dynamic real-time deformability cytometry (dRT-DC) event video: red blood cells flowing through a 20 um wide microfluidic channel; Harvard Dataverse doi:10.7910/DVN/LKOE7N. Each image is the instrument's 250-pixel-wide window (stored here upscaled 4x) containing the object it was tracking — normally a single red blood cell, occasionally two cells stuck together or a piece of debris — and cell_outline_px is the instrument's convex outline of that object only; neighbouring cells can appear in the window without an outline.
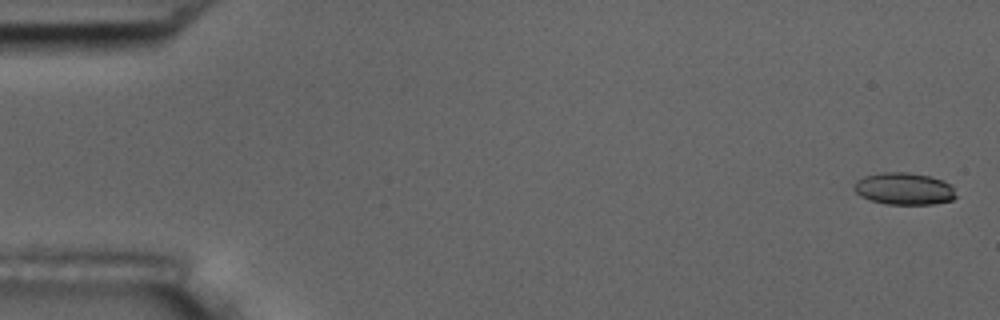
{"species": "common noctule bat (a hibernating species)", "species_latin": "Nyctalus noctula", "temperature_condition": "room temperature", "stored_images_in_passage": 6, "camera_frame_rate_fps": 3000, "um_per_image_px": 0.085, "animal": {"sex": "male", "body_mass_g": 17.5, "forearm_length_mm": 52.3}, "frame": {"image": 1, "passage_image": 1, "time_ms": 0.0, "image_size_px": [1000, 320], "cell_outline_px": [[956, 196], [952, 200], [932, 204], [888, 204], [872, 200], [860, 196], [852, 188], [856, 180], [864, 176], [884, 172], [908, 172], [928, 176], [944, 180], [952, 184]], "centroid_in_image_um": [76.85, 16.03], "position_along_channel_um": 8.2, "area_um2": 19.07}}
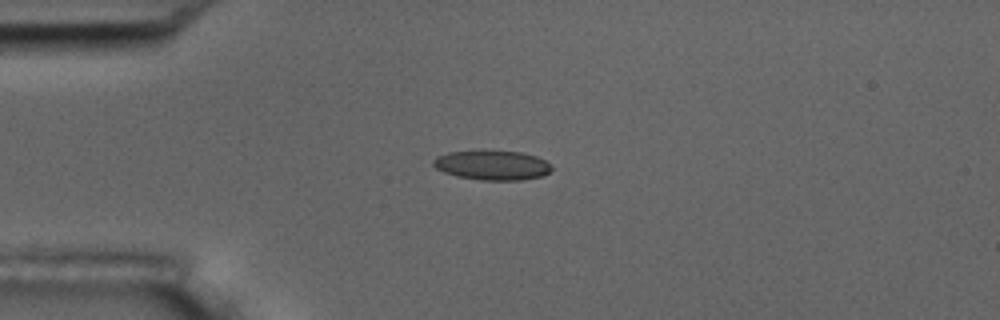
{"frame": {"image": 2, "passage_image": 5, "time_ms": 1.333, "image_size_px": [1000, 320], "cell_outline_px": [[552, 168], [544, 176], [520, 180], [480, 180], [456, 176], [444, 172], [436, 168], [432, 164], [432, 160], [436, 156], [448, 152], [484, 148], [524, 152], [536, 156], [544, 160]], "centroid_in_image_um": [41.79, 14.0], "position_along_channel_um": 43.2, "area_um2": 21.15}}